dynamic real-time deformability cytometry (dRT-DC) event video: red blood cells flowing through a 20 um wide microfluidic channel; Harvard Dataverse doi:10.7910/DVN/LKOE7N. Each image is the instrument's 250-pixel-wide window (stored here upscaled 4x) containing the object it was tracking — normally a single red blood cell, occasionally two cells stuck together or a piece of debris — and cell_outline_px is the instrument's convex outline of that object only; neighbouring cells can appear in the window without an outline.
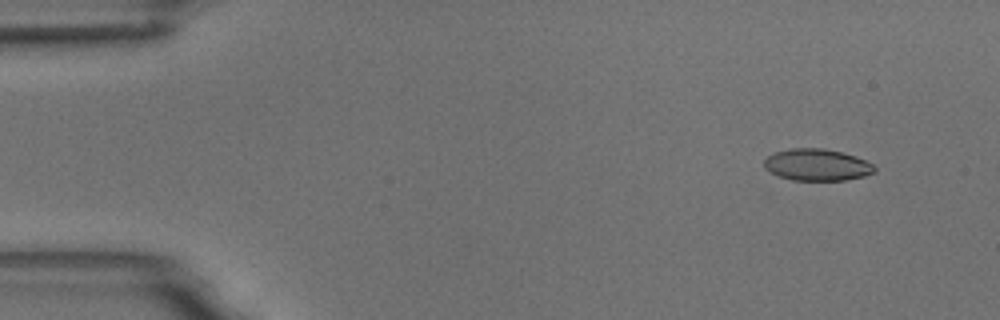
{"species": "common noctule bat (a hibernating species)", "species_latin": "Nyctalus noctula", "temperature_condition": "room temperature", "stored_images_in_passage": 7, "camera_frame_rate_fps": 3000, "um_per_image_px": 0.085, "animal": {"sex": "male", "body_mass_g": 18.8}, "frame": {"image": 1, "passage_image": 2, "time_ms": 1.0, "image_size_px": [1000, 320], "cell_outline_px": [[876, 172], [864, 176], [844, 180], [792, 180], [780, 176], [764, 168], [764, 160], [772, 152], [792, 148], [824, 148], [856, 156], [872, 164], [876, 168]], "centroid_in_image_um": [69.44, 14.0], "position_along_channel_um": 15.6, "area_um2": 20.4}}
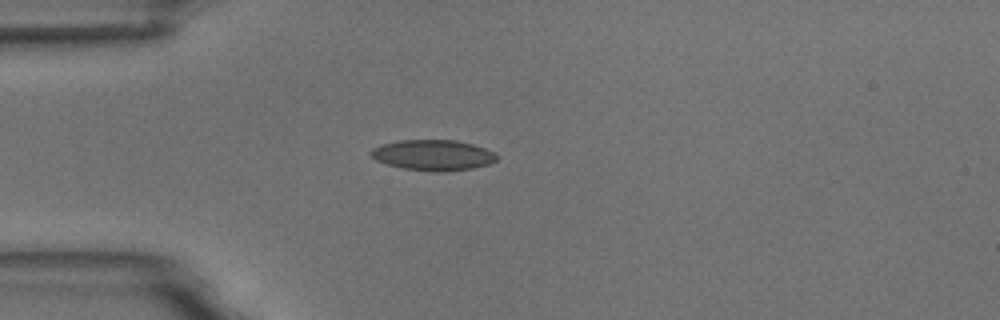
{"frame": {"image": 2, "passage_image": 4, "time_ms": 4.333, "image_size_px": [1000, 320], "cell_outline_px": [[496, 160], [488, 164], [472, 168], [444, 172], [432, 172], [404, 168], [388, 164], [376, 160], [368, 152], [372, 148], [384, 144], [400, 140], [456, 140], [472, 144], [484, 148], [492, 152], [496, 156]], "centroid_in_image_um": [36.79, 13.19], "position_along_channel_um": 48.2, "area_um2": 22.25}}